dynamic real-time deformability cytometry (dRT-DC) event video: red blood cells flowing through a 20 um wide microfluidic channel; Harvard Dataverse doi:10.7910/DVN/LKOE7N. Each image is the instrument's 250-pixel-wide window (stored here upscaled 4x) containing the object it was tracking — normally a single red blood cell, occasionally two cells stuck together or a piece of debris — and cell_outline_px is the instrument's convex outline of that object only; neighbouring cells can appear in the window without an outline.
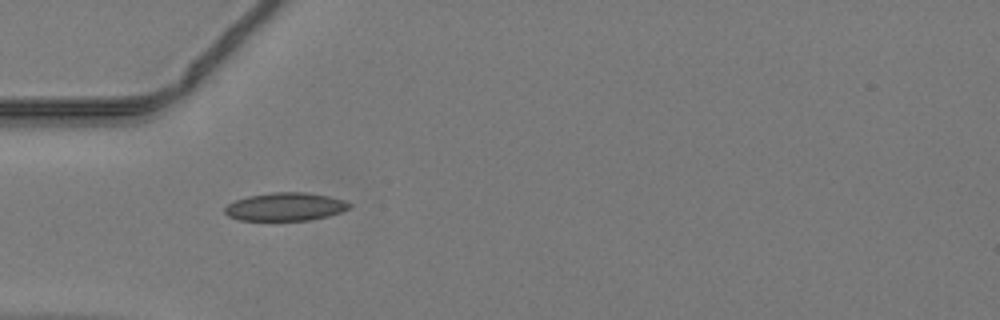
{"species": "common noctule bat (a hibernating species)", "species_latin": "Nyctalus noctula", "temperature_condition": "warm", "stored_images_in_passage": 33, "camera_frame_rate_fps": 3000, "um_per_image_px": 0.085, "animal": {"sex": "male", "body_mass_g": 19.2, "forearm_length_mm": 51.8}, "frame": {"image": 1, "passage_image": 1, "time_ms": 0.0, "image_size_px": [1000, 320], "cell_outline_px": [[352, 208], [328, 216], [312, 220], [240, 220], [228, 216], [224, 212], [224, 208], [228, 204], [236, 200], [248, 196], [272, 192], [308, 192], [328, 196], [344, 200], [352, 204]], "centroid_in_image_um": [24.28, 17.57], "position_along_channel_um": 60.7, "area_um2": 20.52}}
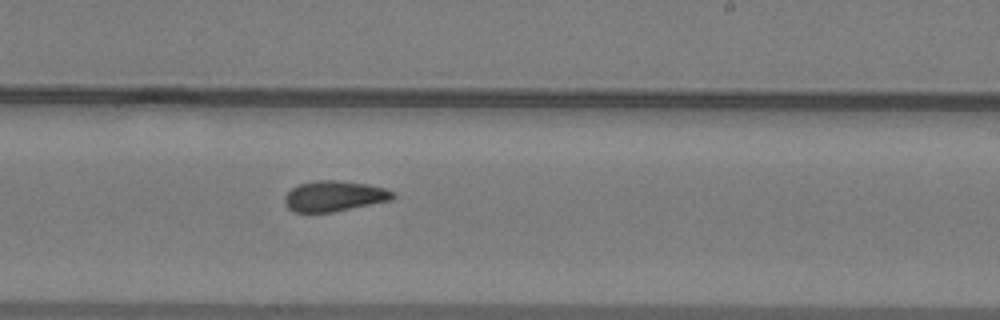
{"frame": {"image": 2, "passage_image": 15, "time_ms": 4.667, "image_size_px": [1000, 320], "cell_outline_px": [[396, 196], [392, 200], [332, 212], [292, 212], [284, 204], [284, 196], [296, 184], [316, 180], [336, 180], [368, 184], [384, 188], [392, 192]], "centroid_in_image_um": [28.37, 16.66], "position_along_channel_um": 260.6, "area_um2": 19.36}}
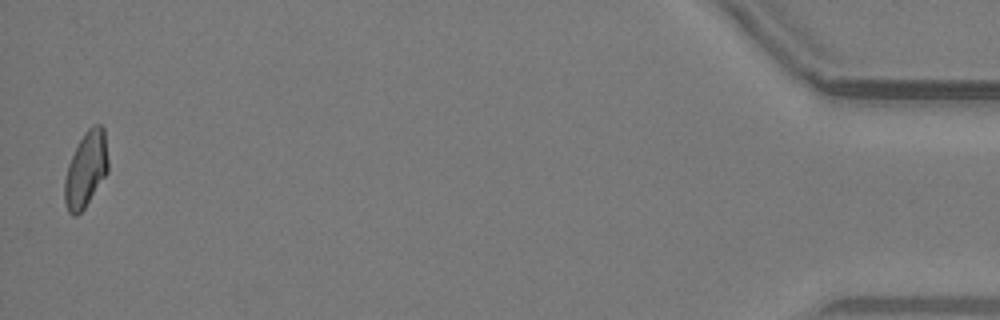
{"frame": {"image": 3, "passage_image": 33, "time_ms": 10.667, "image_size_px": [1000, 320], "cell_outline_px": [[108, 172], [84, 208], [76, 216], [72, 216], [68, 212], [64, 200], [64, 180], [68, 164], [84, 132], [92, 124], [100, 124], [104, 128], [108, 160]], "centroid_in_image_um": [7.3, 14.4], "position_along_channel_um": 427.9, "area_um2": 19.13}}